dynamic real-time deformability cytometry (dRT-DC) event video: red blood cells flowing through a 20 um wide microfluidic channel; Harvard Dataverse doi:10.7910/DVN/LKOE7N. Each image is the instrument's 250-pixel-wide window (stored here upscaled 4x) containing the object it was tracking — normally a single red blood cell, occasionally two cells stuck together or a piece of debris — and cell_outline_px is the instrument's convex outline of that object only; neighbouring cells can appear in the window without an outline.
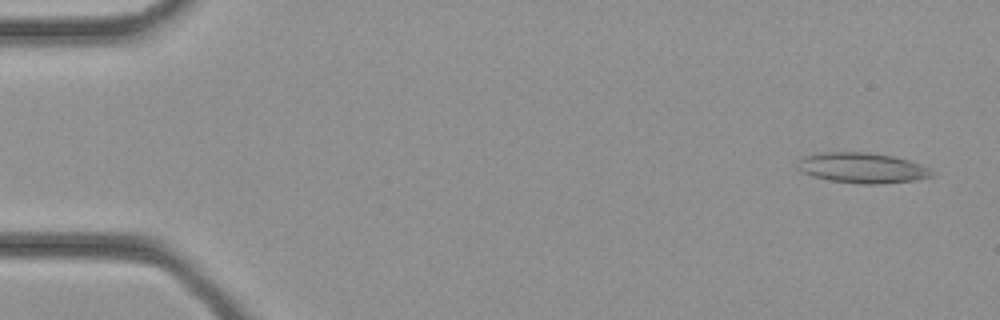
{"species": "common noctule bat (a hibernating species)", "species_latin": "Nyctalus noctula", "temperature_condition": "cold", "stored_images_in_passage": 35, "camera_frame_rate_fps": 3000, "um_per_image_px": 0.085, "animal": {"sex": "female", "body_mass_g": 21.9}, "frame": {"image": 1, "passage_image": 2, "time_ms": 0.333, "image_size_px": [1000, 320], "cell_outline_px": [[936, 176], [916, 180], [880, 184], [860, 184], [828, 180], [812, 176], [800, 172], [796, 168], [796, 160], [804, 156], [816, 152], [868, 152], [892, 156], [908, 160], [920, 164], [936, 172]], "centroid_in_image_um": [73.25, 14.27], "position_along_channel_um": 11.8, "area_um2": 24.28}}
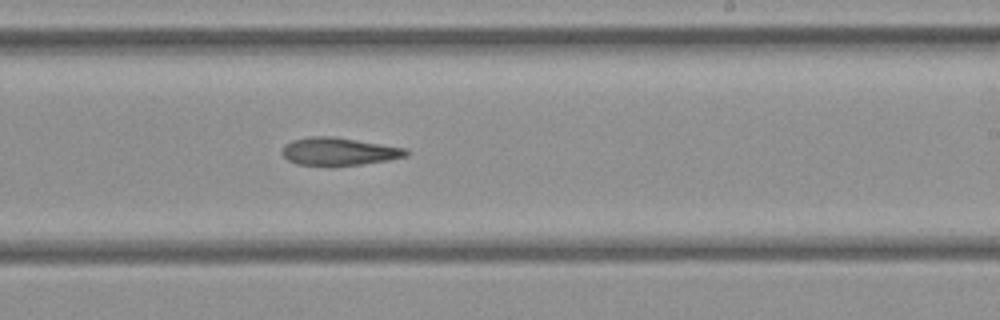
{"frame": {"image": 2, "passage_image": 21, "time_ms": 6.667, "image_size_px": [1000, 320], "cell_outline_px": [[408, 156], [388, 160], [364, 164], [332, 168], [328, 168], [296, 164], [288, 160], [280, 152], [284, 144], [292, 140], [312, 136], [336, 136], [408, 148]], "centroid_in_image_um": [28.79, 12.9], "position_along_channel_um": 260.2, "area_um2": 21.04}}
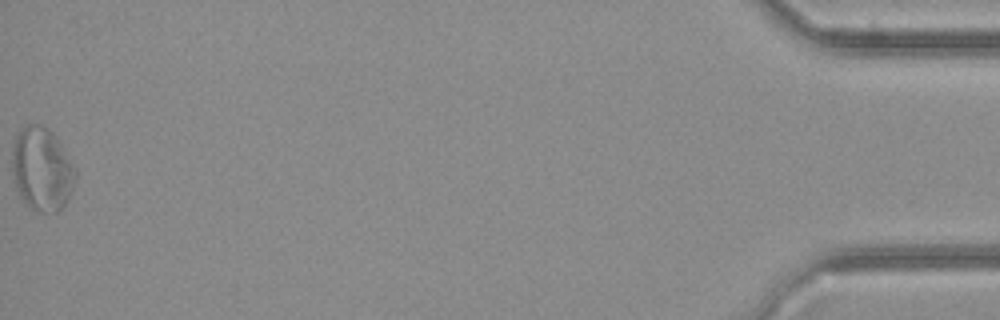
{"frame": {"image": 3, "passage_image": 35, "time_ms": 11.333, "image_size_px": [1000, 320], "cell_outline_px": [[76, 180], [72, 192], [68, 200], [56, 212], [36, 212], [20, 196], [16, 188], [12, 172], [12, 140], [28, 124], [36, 124], [48, 128], [56, 136], [64, 148], [76, 168]], "centroid_in_image_um": [3.58, 14.37], "position_along_channel_um": 431.6, "area_um2": 30.98}}